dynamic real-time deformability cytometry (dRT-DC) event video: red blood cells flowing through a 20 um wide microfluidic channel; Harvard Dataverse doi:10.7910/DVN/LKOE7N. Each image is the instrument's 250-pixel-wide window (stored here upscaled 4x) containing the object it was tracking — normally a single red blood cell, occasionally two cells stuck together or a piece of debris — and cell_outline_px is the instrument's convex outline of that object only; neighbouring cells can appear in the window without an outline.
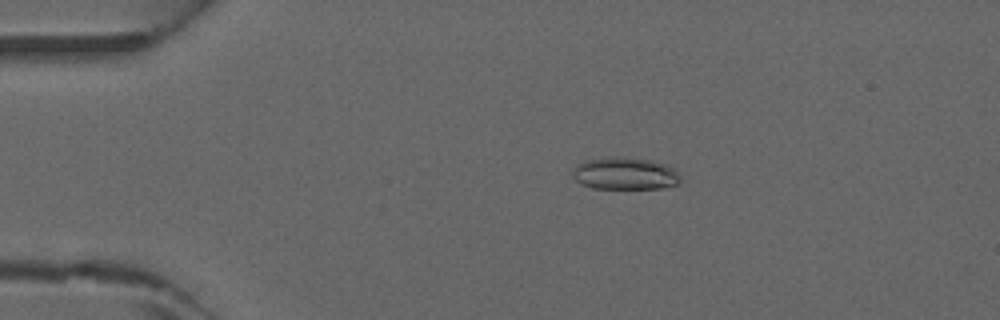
{"species": "common noctule bat (a hibernating species)", "species_latin": "Nyctalus noctula", "temperature_condition": "warm", "stored_images_in_passage": 43, "camera_frame_rate_fps": 3000, "um_per_image_px": 0.085, "animal": {"sex": "male", "forearm_length_mm": 52.5}, "frame": {"image": 1, "passage_image": 7, "time_ms": 2.0, "image_size_px": [1000, 320], "cell_outline_px": [[680, 184], [664, 188], [592, 188], [580, 184], [572, 176], [572, 168], [576, 164], [584, 160], [612, 156], [616, 156], [652, 160], [668, 164], [680, 176]], "centroid_in_image_um": [53.1, 14.74], "position_along_channel_um": 31.9, "area_um2": 20.63}}
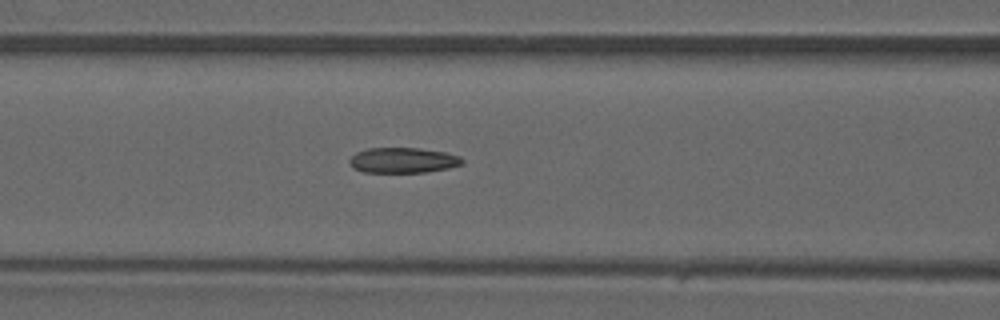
{"frame": {"image": 2, "passage_image": 17, "time_ms": 5.333, "image_size_px": [1000, 320], "cell_outline_px": [[464, 160], [460, 164], [448, 168], [428, 172], [364, 172], [352, 168], [348, 160], [356, 152], [368, 148], [420, 148], [444, 152], [460, 156]], "centroid_in_image_um": [34.22, 13.62], "position_along_channel_um": 132.4, "area_um2": 16.65}}
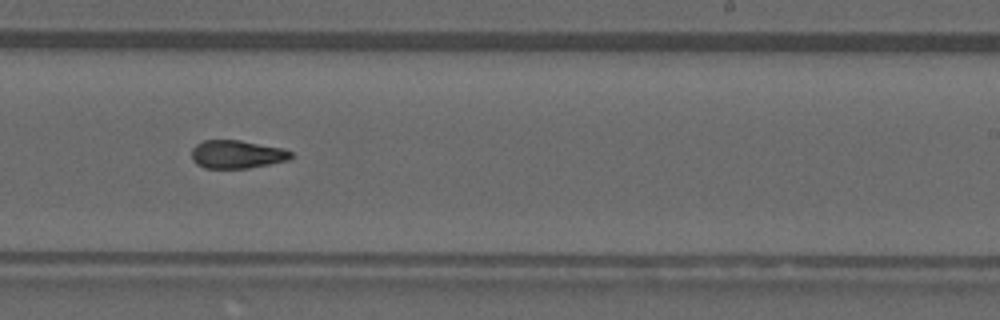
{"frame": {"image": 3, "passage_image": 26, "time_ms": 8.333, "image_size_px": [1000, 320], "cell_outline_px": [[292, 156], [288, 160], [248, 168], [204, 168], [196, 164], [192, 160], [192, 148], [196, 144], [204, 140], [240, 140], [284, 148], [292, 152]], "centroid_in_image_um": [20.12, 13.11], "position_along_channel_um": 268.9, "area_um2": 16.36}}